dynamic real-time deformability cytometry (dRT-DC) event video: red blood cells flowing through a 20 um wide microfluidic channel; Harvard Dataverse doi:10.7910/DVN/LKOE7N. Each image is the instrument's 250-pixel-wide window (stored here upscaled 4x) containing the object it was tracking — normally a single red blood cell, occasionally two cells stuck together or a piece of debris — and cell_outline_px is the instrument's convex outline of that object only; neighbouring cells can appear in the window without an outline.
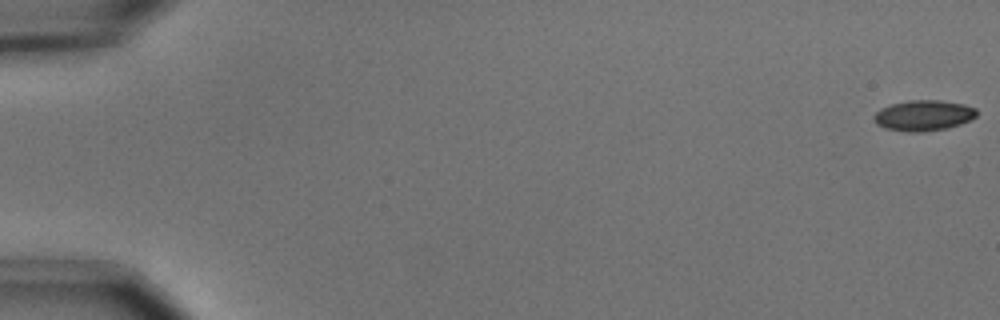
{"species": "common noctule bat (a hibernating species)", "species_latin": "Nyctalus noctula", "temperature_condition": "cold", "stored_images_in_passage": 21, "camera_frame_rate_fps": 3000, "um_per_image_px": 0.085, "animal": {"sex": "male", "body_mass_g": 15.6}, "frame": {"image": 1, "passage_image": 1, "time_ms": 0.0, "image_size_px": [1000, 320], "cell_outline_px": [[976, 116], [960, 124], [948, 128], [920, 132], [908, 132], [888, 128], [876, 124], [872, 116], [880, 108], [892, 104], [908, 100], [940, 100], [964, 104], [976, 108]], "centroid_in_image_um": [78.49, 9.8], "position_along_channel_um": 6.5, "area_um2": 18.26}}
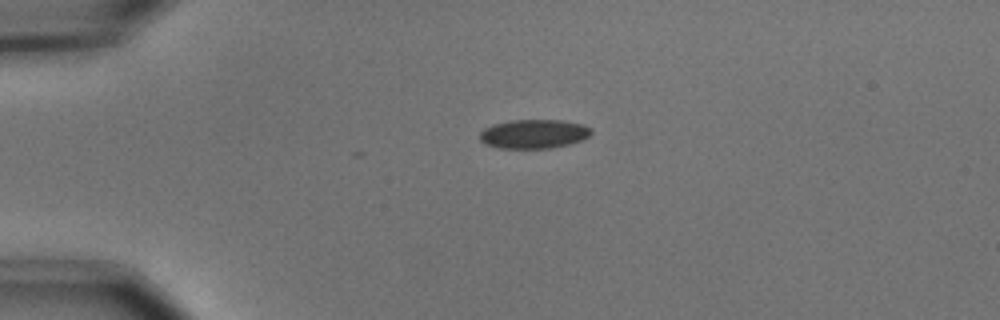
{"frame": {"image": 2, "passage_image": 14, "time_ms": 4.333, "image_size_px": [1000, 320], "cell_outline_px": [[592, 132], [588, 136], [580, 140], [568, 144], [552, 148], [496, 148], [484, 144], [480, 140], [480, 132], [484, 128], [492, 124], [508, 120], [564, 120], [584, 124]], "centroid_in_image_um": [45.32, 11.38], "position_along_channel_um": 39.7, "area_um2": 18.96}}